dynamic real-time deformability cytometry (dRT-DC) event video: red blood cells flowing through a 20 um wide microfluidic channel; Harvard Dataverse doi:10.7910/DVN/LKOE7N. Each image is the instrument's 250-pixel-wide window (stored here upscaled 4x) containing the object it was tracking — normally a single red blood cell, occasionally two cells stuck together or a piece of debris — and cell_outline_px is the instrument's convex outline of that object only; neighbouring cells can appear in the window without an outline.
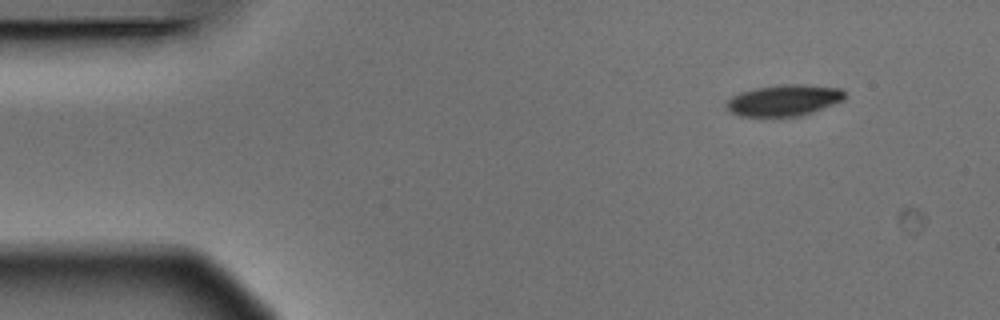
{"species": "Egyptian fruit bat (a non-hibernating species)", "species_latin": "Rousettus aegyptiacus", "temperature_condition": "warm", "stored_images_in_passage": 3, "camera_frame_rate_fps": 3000, "um_per_image_px": 0.085, "animal": {"sex": "male"}, "frame": {"image": 1, "passage_image": 1, "time_ms": 0.0, "image_size_px": [1000, 320], "cell_outline_px": [[844, 100], [812, 112], [800, 116], [740, 116], [728, 112], [724, 108], [724, 100], [740, 92], [756, 88], [780, 84], [804, 84], [840, 88], [844, 92]], "centroid_in_image_um": [66.56, 8.52], "position_along_channel_um": 18.4, "area_um2": 21.79}}
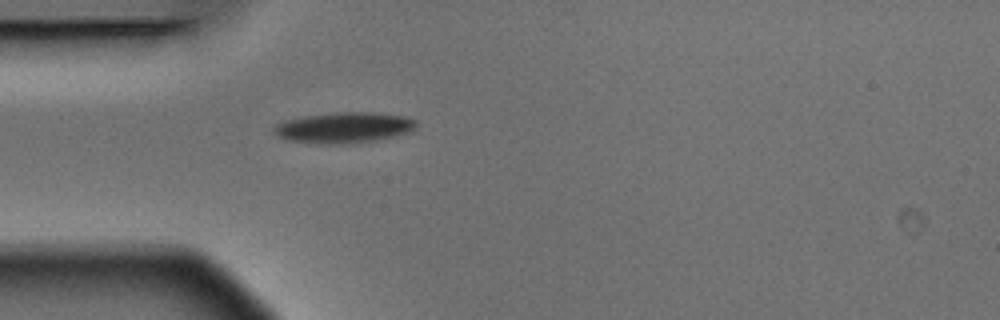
{"frame": {"image": 2, "passage_image": 3, "time_ms": 0.667, "image_size_px": [1000, 320], "cell_outline_px": [[416, 128], [412, 132], [376, 140], [340, 144], [320, 144], [288, 140], [276, 136], [272, 128], [276, 124], [284, 120], [308, 116], [336, 112], [372, 112], [404, 116], [416, 120]], "centroid_in_image_um": [29.24, 10.85], "position_along_channel_um": 55.8, "area_um2": 25.55}}